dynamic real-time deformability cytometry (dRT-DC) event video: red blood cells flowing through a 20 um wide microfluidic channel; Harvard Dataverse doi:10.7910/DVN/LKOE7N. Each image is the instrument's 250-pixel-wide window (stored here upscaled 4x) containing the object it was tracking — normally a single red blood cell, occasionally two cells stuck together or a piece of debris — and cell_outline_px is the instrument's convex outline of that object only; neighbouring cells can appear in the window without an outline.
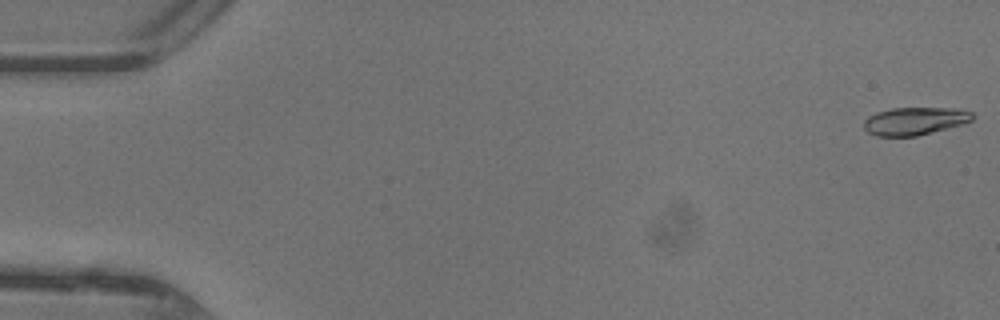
{"species": "common noctule bat (a hibernating species)", "species_latin": "Nyctalus noctula", "temperature_condition": "warm", "stored_images_in_passage": 47, "camera_frame_rate_fps": 3000, "um_per_image_px": 0.085, "animal": {"sex": "female"}, "frame": {"image": 1, "passage_image": 1, "time_ms": 0.0, "image_size_px": [1000, 320], "cell_outline_px": [[972, 120], [960, 124], [916, 136], [876, 136], [868, 132], [864, 128], [864, 120], [868, 116], [876, 112], [892, 108], [956, 108], [972, 112]], "centroid_in_image_um": [77.7, 10.28], "position_along_channel_um": 7.3, "area_um2": 17.34}}
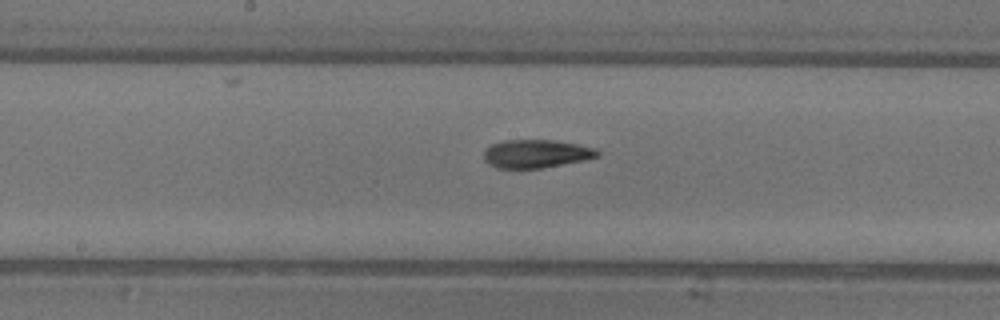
{"frame": {"image": 2, "passage_image": 25, "time_ms": 8.0, "image_size_px": [1000, 320], "cell_outline_px": [[600, 156], [584, 160], [540, 168], [496, 168], [488, 164], [484, 160], [484, 152], [492, 144], [504, 140], [552, 140], [576, 144], [596, 148], [600, 152]], "centroid_in_image_um": [45.57, 13.07], "position_along_channel_um": 202.6, "area_um2": 18.61}}
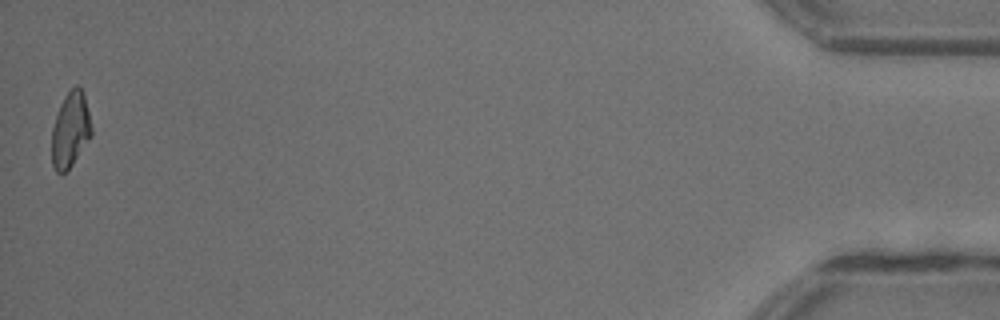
{"frame": {"image": 3, "passage_image": 47, "time_ms": 15.333, "image_size_px": [1000, 320], "cell_outline_px": [[92, 136], [72, 164], [64, 172], [56, 172], [52, 164], [52, 128], [60, 104], [68, 92], [76, 84], [84, 92], [92, 128]], "centroid_in_image_um": [5.99, 11.02], "position_along_channel_um": 429.2, "area_um2": 17.28}, "authors_computed_cell_mechanics": {"area_um2": 18.3804, "velocity_mm_per_s": 4.4296, "shape_relaxation_time_tau1_ms": 4.3028, "shape_relaxation_time_tau2_ms": 3.3653, "deformation_change_tau1": 0.1719, "deformation_change_tau2": 0.1075}}